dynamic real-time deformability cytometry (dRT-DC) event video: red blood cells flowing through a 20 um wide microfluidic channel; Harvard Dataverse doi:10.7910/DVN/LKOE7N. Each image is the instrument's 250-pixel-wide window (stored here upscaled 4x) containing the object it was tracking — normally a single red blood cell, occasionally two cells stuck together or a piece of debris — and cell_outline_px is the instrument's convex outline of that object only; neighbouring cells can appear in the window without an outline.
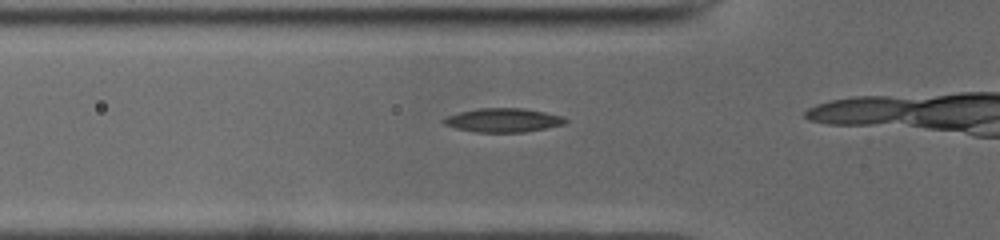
{"species": "common noctule bat (a hibernating species)", "species_latin": "Nyctalus noctula", "temperature_condition": "cold", "stored_images_in_passage": 20, "camera_frame_rate_fps": 3000, "um_per_image_px": 0.085, "animal": {"sex": "male", "body_mass_g": 19.0, "forearm_length_mm": 50.8}, "frame": {"image": 1, "passage_image": 4, "time_ms": 1.0, "image_size_px": [1000, 240], "cell_outline_px": [[568, 120], [564, 124], [524, 132], [476, 132], [456, 128], [444, 124], [440, 120], [448, 116], [460, 112], [480, 108], [524, 108], [544, 112], [560, 116]], "centroid_in_image_um": [42.74, 10.21], "position_along_channel_um": 83.1, "area_um2": 16.7}}